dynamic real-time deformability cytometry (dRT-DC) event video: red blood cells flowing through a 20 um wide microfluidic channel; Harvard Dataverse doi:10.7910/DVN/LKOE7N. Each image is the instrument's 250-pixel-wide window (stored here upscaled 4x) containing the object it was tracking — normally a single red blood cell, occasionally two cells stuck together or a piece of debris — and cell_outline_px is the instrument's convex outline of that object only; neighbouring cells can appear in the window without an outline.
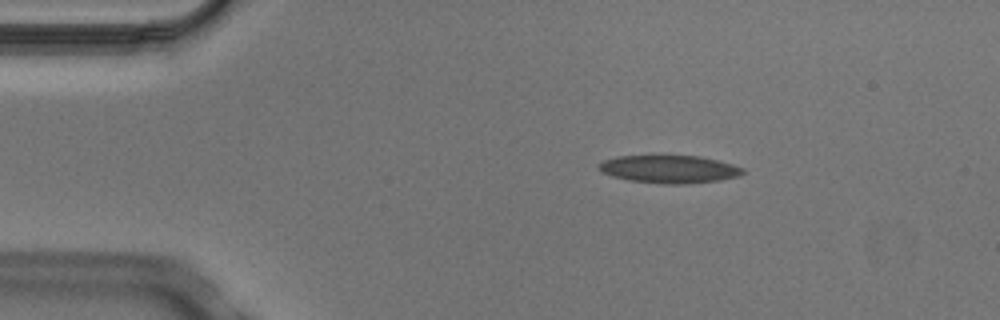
{"species": "Egyptian fruit bat (a non-hibernating species)", "species_latin": "Rousettus aegyptiacus", "temperature_condition": "cold", "stored_images_in_passage": 8, "camera_frame_rate_fps": 3000, "um_per_image_px": 0.085, "animal": {"sex": "male"}, "frame": {"image": 1, "passage_image": 2, "time_ms": 0.333, "image_size_px": [1000, 320], "cell_outline_px": [[744, 172], [740, 176], [720, 180], [684, 184], [668, 184], [628, 180], [612, 176], [600, 172], [596, 168], [596, 164], [604, 160], [616, 156], [700, 156], [732, 164], [744, 168]], "centroid_in_image_um": [56.85, 14.38], "position_along_channel_um": 28.2, "area_um2": 23.41}}
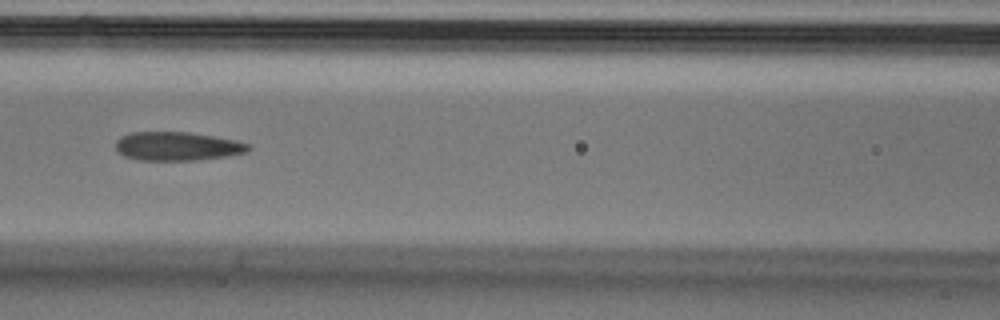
{"frame": {"image": 2, "passage_image": 6, "time_ms": 1.667, "image_size_px": [1000, 320], "cell_outline_px": [[252, 148], [248, 152], [224, 156], [196, 160], [140, 160], [124, 156], [116, 152], [116, 140], [120, 136], [132, 132], [188, 132], [236, 140], [248, 144]], "centroid_in_image_um": [15.04, 12.43], "position_along_channel_um": 151.6, "area_um2": 22.2}}
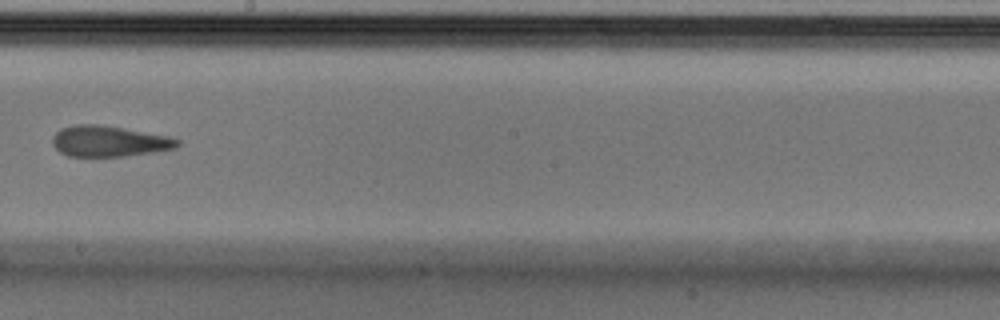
{"frame": {"image": 3, "passage_image": 8, "time_ms": 2.333, "image_size_px": [1000, 320], "cell_outline_px": [[180, 144], [176, 148], [124, 156], [68, 156], [60, 152], [52, 144], [52, 136], [60, 128], [76, 124], [96, 124], [124, 128], [168, 136], [180, 140]], "centroid_in_image_um": [9.24, 11.99], "position_along_channel_um": 239.0, "area_um2": 22.37}}